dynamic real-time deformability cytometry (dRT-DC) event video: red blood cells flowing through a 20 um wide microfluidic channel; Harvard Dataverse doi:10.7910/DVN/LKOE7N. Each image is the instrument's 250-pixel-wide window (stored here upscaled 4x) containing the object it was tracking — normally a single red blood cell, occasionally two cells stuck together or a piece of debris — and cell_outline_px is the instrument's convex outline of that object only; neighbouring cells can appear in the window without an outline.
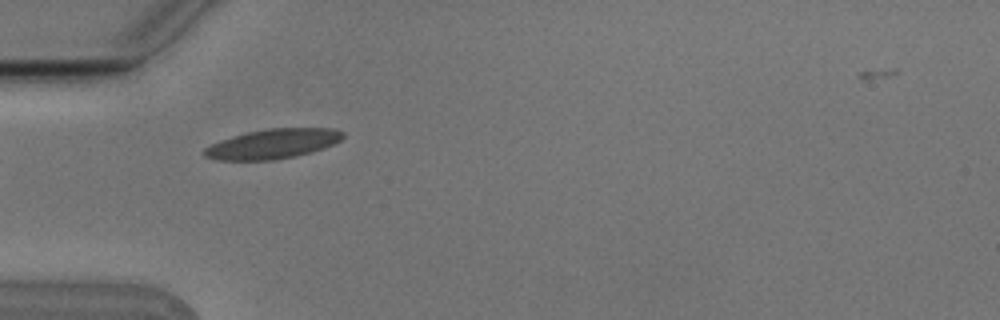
{"species": "Egyptian fruit bat (a non-hibernating species)", "species_latin": "Rousettus aegyptiacus", "temperature_condition": "cold", "stored_images_in_passage": 2, "camera_frame_rate_fps": 3000, "um_per_image_px": 0.085, "animal": {"sex": "male"}, "frame": {"image": 1, "passage_image": 1, "time_ms": 0.0, "image_size_px": [1000, 320], "cell_outline_px": [[344, 136], [340, 140], [324, 148], [312, 152], [296, 156], [272, 160], [216, 160], [204, 156], [200, 152], [204, 148], [220, 140], [232, 136], [248, 132], [268, 128], [332, 128], [344, 132]], "centroid_in_image_um": [23.16, 12.23], "position_along_channel_um": 61.8, "area_um2": 24.04}}